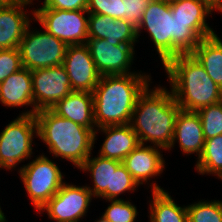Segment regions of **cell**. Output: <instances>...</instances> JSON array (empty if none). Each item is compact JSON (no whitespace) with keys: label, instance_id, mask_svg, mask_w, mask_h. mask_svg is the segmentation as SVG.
<instances>
[{"label":"cell","instance_id":"12","mask_svg":"<svg viewBox=\"0 0 222 222\" xmlns=\"http://www.w3.org/2000/svg\"><path fill=\"white\" fill-rule=\"evenodd\" d=\"M85 44L101 76L143 73L131 71L135 60V45H112L105 39H88Z\"/></svg>","mask_w":222,"mask_h":222},{"label":"cell","instance_id":"39","mask_svg":"<svg viewBox=\"0 0 222 222\" xmlns=\"http://www.w3.org/2000/svg\"><path fill=\"white\" fill-rule=\"evenodd\" d=\"M164 2H167V3H172V2H175V1H178V0H162Z\"/></svg>","mask_w":222,"mask_h":222},{"label":"cell","instance_id":"13","mask_svg":"<svg viewBox=\"0 0 222 222\" xmlns=\"http://www.w3.org/2000/svg\"><path fill=\"white\" fill-rule=\"evenodd\" d=\"M161 153L159 147L140 144L123 159L122 164L139 186L147 184L152 191H163L164 188L155 183L156 181L150 183L152 178L160 176L166 168Z\"/></svg>","mask_w":222,"mask_h":222},{"label":"cell","instance_id":"4","mask_svg":"<svg viewBox=\"0 0 222 222\" xmlns=\"http://www.w3.org/2000/svg\"><path fill=\"white\" fill-rule=\"evenodd\" d=\"M164 71L170 89L181 110L198 111L222 101L220 88L192 54H180L169 60Z\"/></svg>","mask_w":222,"mask_h":222},{"label":"cell","instance_id":"5","mask_svg":"<svg viewBox=\"0 0 222 222\" xmlns=\"http://www.w3.org/2000/svg\"><path fill=\"white\" fill-rule=\"evenodd\" d=\"M35 117L38 138L46 145L53 159H66L79 169L92 155L94 132L90 128L62 118L51 109L38 110Z\"/></svg>","mask_w":222,"mask_h":222},{"label":"cell","instance_id":"38","mask_svg":"<svg viewBox=\"0 0 222 222\" xmlns=\"http://www.w3.org/2000/svg\"><path fill=\"white\" fill-rule=\"evenodd\" d=\"M11 1H27V2H30V3L33 4V1H34V0H11Z\"/></svg>","mask_w":222,"mask_h":222},{"label":"cell","instance_id":"24","mask_svg":"<svg viewBox=\"0 0 222 222\" xmlns=\"http://www.w3.org/2000/svg\"><path fill=\"white\" fill-rule=\"evenodd\" d=\"M149 202L150 222H188L187 206L175 203L168 191H151Z\"/></svg>","mask_w":222,"mask_h":222},{"label":"cell","instance_id":"32","mask_svg":"<svg viewBox=\"0 0 222 222\" xmlns=\"http://www.w3.org/2000/svg\"><path fill=\"white\" fill-rule=\"evenodd\" d=\"M149 2L150 0H125V20L137 27Z\"/></svg>","mask_w":222,"mask_h":222},{"label":"cell","instance_id":"21","mask_svg":"<svg viewBox=\"0 0 222 222\" xmlns=\"http://www.w3.org/2000/svg\"><path fill=\"white\" fill-rule=\"evenodd\" d=\"M172 16L181 22H190V27L203 39L216 34L207 23L214 12L203 0H178L170 3Z\"/></svg>","mask_w":222,"mask_h":222},{"label":"cell","instance_id":"35","mask_svg":"<svg viewBox=\"0 0 222 222\" xmlns=\"http://www.w3.org/2000/svg\"><path fill=\"white\" fill-rule=\"evenodd\" d=\"M0 222H7L6 216L4 215L1 206H0Z\"/></svg>","mask_w":222,"mask_h":222},{"label":"cell","instance_id":"33","mask_svg":"<svg viewBox=\"0 0 222 222\" xmlns=\"http://www.w3.org/2000/svg\"><path fill=\"white\" fill-rule=\"evenodd\" d=\"M88 0H44L40 7L60 10H87Z\"/></svg>","mask_w":222,"mask_h":222},{"label":"cell","instance_id":"27","mask_svg":"<svg viewBox=\"0 0 222 222\" xmlns=\"http://www.w3.org/2000/svg\"><path fill=\"white\" fill-rule=\"evenodd\" d=\"M196 112L202 123L205 140L222 134V101Z\"/></svg>","mask_w":222,"mask_h":222},{"label":"cell","instance_id":"22","mask_svg":"<svg viewBox=\"0 0 222 222\" xmlns=\"http://www.w3.org/2000/svg\"><path fill=\"white\" fill-rule=\"evenodd\" d=\"M122 162L104 158L99 155L91 156L79 168L84 173L88 172L91 177L92 187L87 186L92 196L96 199L111 200L112 168H117Z\"/></svg>","mask_w":222,"mask_h":222},{"label":"cell","instance_id":"11","mask_svg":"<svg viewBox=\"0 0 222 222\" xmlns=\"http://www.w3.org/2000/svg\"><path fill=\"white\" fill-rule=\"evenodd\" d=\"M33 101L37 110L51 109L70 92L72 86L63 65L31 71Z\"/></svg>","mask_w":222,"mask_h":222},{"label":"cell","instance_id":"15","mask_svg":"<svg viewBox=\"0 0 222 222\" xmlns=\"http://www.w3.org/2000/svg\"><path fill=\"white\" fill-rule=\"evenodd\" d=\"M28 5L30 7L33 4L10 0L0 7V50L18 48L25 30L34 19L29 17L30 14L26 10Z\"/></svg>","mask_w":222,"mask_h":222},{"label":"cell","instance_id":"23","mask_svg":"<svg viewBox=\"0 0 222 222\" xmlns=\"http://www.w3.org/2000/svg\"><path fill=\"white\" fill-rule=\"evenodd\" d=\"M191 54L222 88V39L217 34L203 38Z\"/></svg>","mask_w":222,"mask_h":222},{"label":"cell","instance_id":"26","mask_svg":"<svg viewBox=\"0 0 222 222\" xmlns=\"http://www.w3.org/2000/svg\"><path fill=\"white\" fill-rule=\"evenodd\" d=\"M187 206L188 222H222V200H200Z\"/></svg>","mask_w":222,"mask_h":222},{"label":"cell","instance_id":"18","mask_svg":"<svg viewBox=\"0 0 222 222\" xmlns=\"http://www.w3.org/2000/svg\"><path fill=\"white\" fill-rule=\"evenodd\" d=\"M178 143L182 154L191 155L196 153L200 157L205 143L200 117L195 111L179 110L177 113L173 140L168 150Z\"/></svg>","mask_w":222,"mask_h":222},{"label":"cell","instance_id":"2","mask_svg":"<svg viewBox=\"0 0 222 222\" xmlns=\"http://www.w3.org/2000/svg\"><path fill=\"white\" fill-rule=\"evenodd\" d=\"M138 97L130 125L140 144L168 150L174 134L177 113L180 110L173 94L160 85L149 88Z\"/></svg>","mask_w":222,"mask_h":222},{"label":"cell","instance_id":"10","mask_svg":"<svg viewBox=\"0 0 222 222\" xmlns=\"http://www.w3.org/2000/svg\"><path fill=\"white\" fill-rule=\"evenodd\" d=\"M94 199L87 185L77 186L64 182L60 190L41 208L54 222H81L87 216Z\"/></svg>","mask_w":222,"mask_h":222},{"label":"cell","instance_id":"20","mask_svg":"<svg viewBox=\"0 0 222 222\" xmlns=\"http://www.w3.org/2000/svg\"><path fill=\"white\" fill-rule=\"evenodd\" d=\"M51 110L62 118L90 128L93 132L97 129L94 122L93 93L72 91Z\"/></svg>","mask_w":222,"mask_h":222},{"label":"cell","instance_id":"3","mask_svg":"<svg viewBox=\"0 0 222 222\" xmlns=\"http://www.w3.org/2000/svg\"><path fill=\"white\" fill-rule=\"evenodd\" d=\"M136 30L137 38L147 30L163 66L180 54H191L202 40L190 22L172 16L170 3L162 0H150Z\"/></svg>","mask_w":222,"mask_h":222},{"label":"cell","instance_id":"8","mask_svg":"<svg viewBox=\"0 0 222 222\" xmlns=\"http://www.w3.org/2000/svg\"><path fill=\"white\" fill-rule=\"evenodd\" d=\"M30 26L29 24L18 46L22 66L33 71L63 65L68 45L44 28L33 30Z\"/></svg>","mask_w":222,"mask_h":222},{"label":"cell","instance_id":"17","mask_svg":"<svg viewBox=\"0 0 222 222\" xmlns=\"http://www.w3.org/2000/svg\"><path fill=\"white\" fill-rule=\"evenodd\" d=\"M0 103L5 107L17 108L30 106L32 109L21 111L19 115H35L31 70L21 68L0 83Z\"/></svg>","mask_w":222,"mask_h":222},{"label":"cell","instance_id":"6","mask_svg":"<svg viewBox=\"0 0 222 222\" xmlns=\"http://www.w3.org/2000/svg\"><path fill=\"white\" fill-rule=\"evenodd\" d=\"M29 162L18 168V173L29 200L39 214L41 208L60 190L65 182L64 174L56 162L43 153Z\"/></svg>","mask_w":222,"mask_h":222},{"label":"cell","instance_id":"19","mask_svg":"<svg viewBox=\"0 0 222 222\" xmlns=\"http://www.w3.org/2000/svg\"><path fill=\"white\" fill-rule=\"evenodd\" d=\"M104 134L105 139L100 147L98 155L104 158L123 161L138 145L137 134L130 124L99 127L94 131V144L97 133Z\"/></svg>","mask_w":222,"mask_h":222},{"label":"cell","instance_id":"16","mask_svg":"<svg viewBox=\"0 0 222 222\" xmlns=\"http://www.w3.org/2000/svg\"><path fill=\"white\" fill-rule=\"evenodd\" d=\"M88 39H105L112 45H135L136 27L125 19L89 13Z\"/></svg>","mask_w":222,"mask_h":222},{"label":"cell","instance_id":"36","mask_svg":"<svg viewBox=\"0 0 222 222\" xmlns=\"http://www.w3.org/2000/svg\"><path fill=\"white\" fill-rule=\"evenodd\" d=\"M94 222H109V221L101 215V217H99V219L95 220Z\"/></svg>","mask_w":222,"mask_h":222},{"label":"cell","instance_id":"34","mask_svg":"<svg viewBox=\"0 0 222 222\" xmlns=\"http://www.w3.org/2000/svg\"><path fill=\"white\" fill-rule=\"evenodd\" d=\"M213 11L222 13V0H203Z\"/></svg>","mask_w":222,"mask_h":222},{"label":"cell","instance_id":"7","mask_svg":"<svg viewBox=\"0 0 222 222\" xmlns=\"http://www.w3.org/2000/svg\"><path fill=\"white\" fill-rule=\"evenodd\" d=\"M36 137L38 126L35 115H19L8 123L0 132V169L12 172L21 162L30 160Z\"/></svg>","mask_w":222,"mask_h":222},{"label":"cell","instance_id":"30","mask_svg":"<svg viewBox=\"0 0 222 222\" xmlns=\"http://www.w3.org/2000/svg\"><path fill=\"white\" fill-rule=\"evenodd\" d=\"M125 0H88V13L125 19Z\"/></svg>","mask_w":222,"mask_h":222},{"label":"cell","instance_id":"29","mask_svg":"<svg viewBox=\"0 0 222 222\" xmlns=\"http://www.w3.org/2000/svg\"><path fill=\"white\" fill-rule=\"evenodd\" d=\"M138 187L139 185L122 163L117 168H112L111 200H119L120 195L135 192Z\"/></svg>","mask_w":222,"mask_h":222},{"label":"cell","instance_id":"9","mask_svg":"<svg viewBox=\"0 0 222 222\" xmlns=\"http://www.w3.org/2000/svg\"><path fill=\"white\" fill-rule=\"evenodd\" d=\"M34 22L67 45L85 44L88 40L89 13L87 10H60L37 7L31 10Z\"/></svg>","mask_w":222,"mask_h":222},{"label":"cell","instance_id":"25","mask_svg":"<svg viewBox=\"0 0 222 222\" xmlns=\"http://www.w3.org/2000/svg\"><path fill=\"white\" fill-rule=\"evenodd\" d=\"M195 164L200 175H214L222 181V134L206 139L204 149Z\"/></svg>","mask_w":222,"mask_h":222},{"label":"cell","instance_id":"28","mask_svg":"<svg viewBox=\"0 0 222 222\" xmlns=\"http://www.w3.org/2000/svg\"><path fill=\"white\" fill-rule=\"evenodd\" d=\"M110 202L102 216L109 222H135L138 210L129 200H106Z\"/></svg>","mask_w":222,"mask_h":222},{"label":"cell","instance_id":"14","mask_svg":"<svg viewBox=\"0 0 222 222\" xmlns=\"http://www.w3.org/2000/svg\"><path fill=\"white\" fill-rule=\"evenodd\" d=\"M63 66L69 76L72 91L93 93L101 75L86 44L68 45Z\"/></svg>","mask_w":222,"mask_h":222},{"label":"cell","instance_id":"1","mask_svg":"<svg viewBox=\"0 0 222 222\" xmlns=\"http://www.w3.org/2000/svg\"><path fill=\"white\" fill-rule=\"evenodd\" d=\"M151 80L146 72L101 76L93 91L96 128L130 124L137 99Z\"/></svg>","mask_w":222,"mask_h":222},{"label":"cell","instance_id":"37","mask_svg":"<svg viewBox=\"0 0 222 222\" xmlns=\"http://www.w3.org/2000/svg\"><path fill=\"white\" fill-rule=\"evenodd\" d=\"M10 0H0V7L6 5Z\"/></svg>","mask_w":222,"mask_h":222},{"label":"cell","instance_id":"31","mask_svg":"<svg viewBox=\"0 0 222 222\" xmlns=\"http://www.w3.org/2000/svg\"><path fill=\"white\" fill-rule=\"evenodd\" d=\"M21 68L23 66L18 48L0 50V83Z\"/></svg>","mask_w":222,"mask_h":222}]
</instances>
